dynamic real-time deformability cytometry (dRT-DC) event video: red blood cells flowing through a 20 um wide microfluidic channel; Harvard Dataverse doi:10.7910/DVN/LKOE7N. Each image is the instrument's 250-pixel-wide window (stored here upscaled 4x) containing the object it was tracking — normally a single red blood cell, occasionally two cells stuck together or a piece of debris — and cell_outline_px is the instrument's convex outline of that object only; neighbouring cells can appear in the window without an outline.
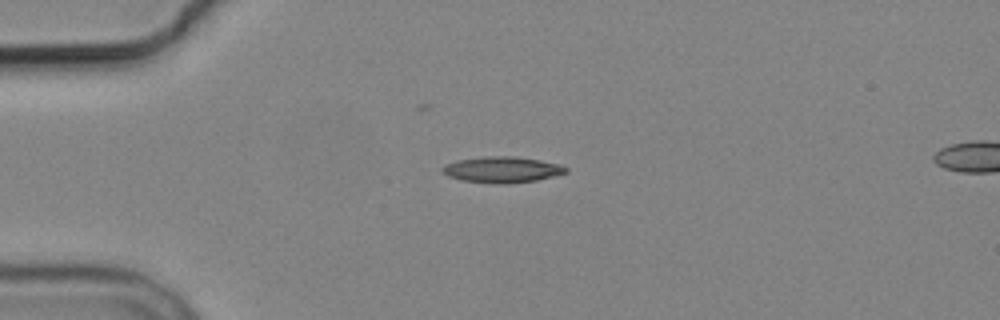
{"species": "common noctule bat (a hibernating species)", "species_latin": "Nyctalus noctula", "temperature_condition": "cold", "stored_images_in_passage": 5, "camera_frame_rate_fps": 3000, "um_per_image_px": 0.085, "animal": {"sex": "male", "body_mass_g": 19.2, "forearm_length_mm": 51.8}, "frame": {"image": 1, "passage_image": 1, "time_ms": 0.0, "image_size_px": [1000, 320], "cell_outline_px": [[568, 172], [536, 180], [508, 184], [496, 184], [460, 180], [448, 176], [440, 168], [444, 164], [456, 160], [484, 156], [516, 156], [540, 160], [560, 164], [568, 168]], "centroid_in_image_um": [42.65, 14.41], "position_along_channel_um": 42.3, "area_um2": 18.9}}
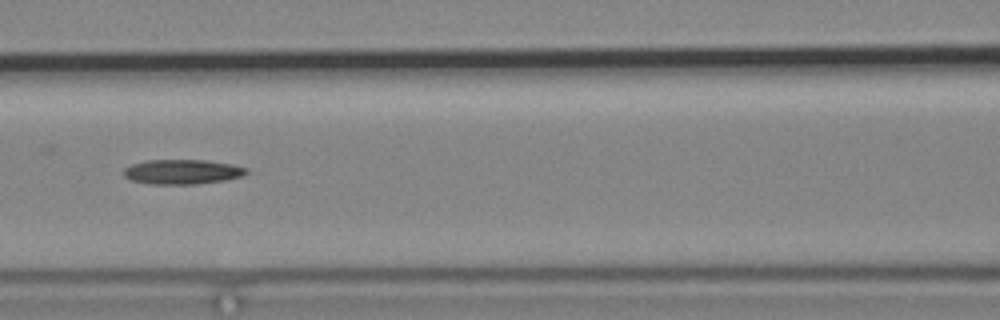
{"frame": {"image": 2, "passage_image": 4, "time_ms": 3.667, "image_size_px": [1000, 320], "cell_outline_px": [[248, 172], [244, 176], [224, 180], [196, 184], [152, 184], [132, 180], [124, 176], [124, 168], [132, 164], [144, 160], [208, 160], [232, 164], [248, 168]], "centroid_in_image_um": [15.52, 14.59], "position_along_channel_um": 151.1, "area_um2": 17.74}}
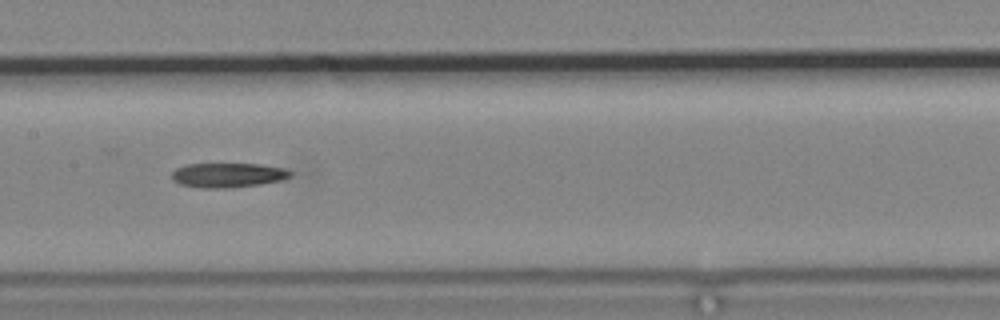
{"frame": {"image": 3, "passage_image": 5, "time_ms": 4.667, "image_size_px": [1000, 320], "cell_outline_px": [[292, 176], [280, 180], [260, 184], [232, 188], [200, 188], [180, 184], [172, 180], [172, 172], [176, 168], [184, 164], [260, 164], [284, 168], [292, 172]], "centroid_in_image_um": [19.35, 14.89], "position_along_channel_um": 188.1, "area_um2": 17.05}}